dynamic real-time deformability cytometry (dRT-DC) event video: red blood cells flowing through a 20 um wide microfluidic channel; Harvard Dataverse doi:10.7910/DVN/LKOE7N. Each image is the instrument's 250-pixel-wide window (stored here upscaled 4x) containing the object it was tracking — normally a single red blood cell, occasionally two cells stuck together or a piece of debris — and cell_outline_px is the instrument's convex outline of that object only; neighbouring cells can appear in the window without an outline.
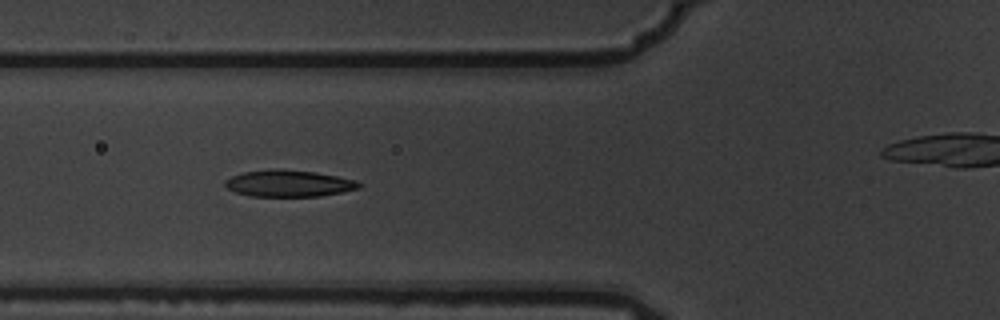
{"species": "common noctule bat (a hibernating species)", "species_latin": "Nyctalus noctula", "temperature_condition": "warm", "stored_images_in_passage": 9, "camera_frame_rate_fps": 3000, "um_per_image_px": 0.085, "animal": {"sex": "male", "body_mass_g": 19.5, "forearm_length_mm": 54.6}, "frame": {"image": 1, "passage_image": 7, "time_ms": 2.0, "image_size_px": [1000, 320], "cell_outline_px": [[360, 188], [320, 196], [248, 196], [236, 192], [228, 188], [224, 184], [224, 180], [232, 176], [244, 172], [272, 168], [280, 168], [316, 172], [356, 180], [360, 184]], "centroid_in_image_um": [24.51, 15.58], "position_along_channel_um": 101.3, "area_um2": 20.81}}
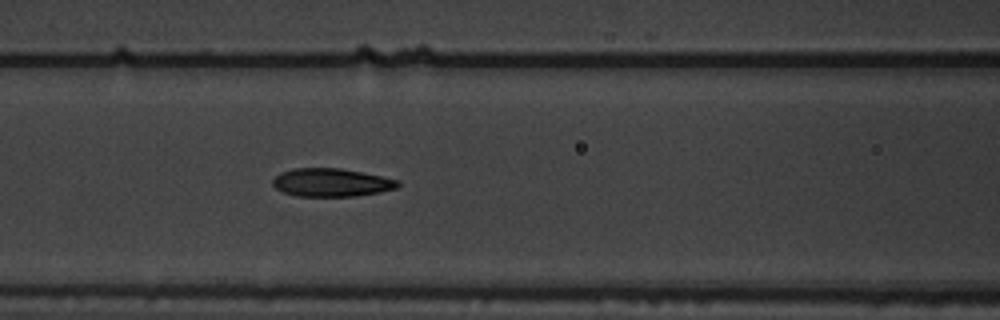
{"frame": {"image": 2, "passage_image": 8, "time_ms": 2.333, "image_size_px": [1000, 320], "cell_outline_px": [[400, 184], [396, 188], [380, 192], [356, 196], [296, 196], [284, 192], [276, 188], [272, 184], [272, 180], [280, 172], [296, 168], [340, 168], [400, 180]], "centroid_in_image_um": [28.16, 15.51], "position_along_channel_um": 138.4, "area_um2": 20.46}}